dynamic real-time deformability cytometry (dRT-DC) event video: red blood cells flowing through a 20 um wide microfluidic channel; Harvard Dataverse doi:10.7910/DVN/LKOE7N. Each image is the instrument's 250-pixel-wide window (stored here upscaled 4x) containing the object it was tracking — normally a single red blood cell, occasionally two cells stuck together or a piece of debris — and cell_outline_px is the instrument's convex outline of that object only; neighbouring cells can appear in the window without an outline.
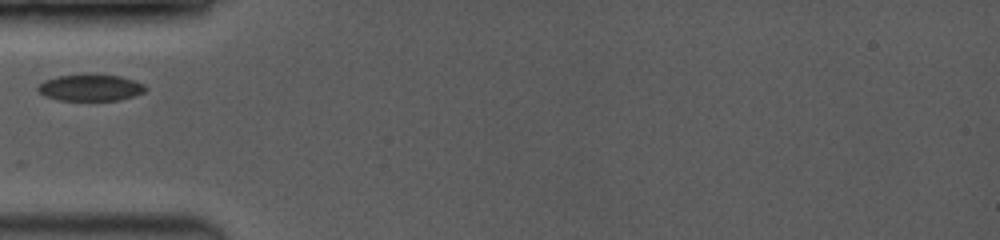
{"species": "common noctule bat (a hibernating species)", "species_latin": "Nyctalus noctula", "temperature_condition": "room temperature", "stored_images_in_passage": 21, "camera_frame_rate_fps": 3500, "um_per_image_px": 0.085, "animal": {"sex": "female", "body_mass_g": 19.0, "forearm_length_mm": 53.3}, "frame": {"image": 1, "passage_image": 1, "time_ms": 0.0, "image_size_px": [1000, 240], "cell_outline_px": [[148, 88], [144, 92], [120, 100], [56, 100], [44, 96], [36, 88], [44, 80], [56, 76], [84, 72], [96, 72], [120, 76], [144, 84]], "centroid_in_image_um": [7.66, 7.41], "position_along_channel_um": 77.3, "area_um2": 17.28}}
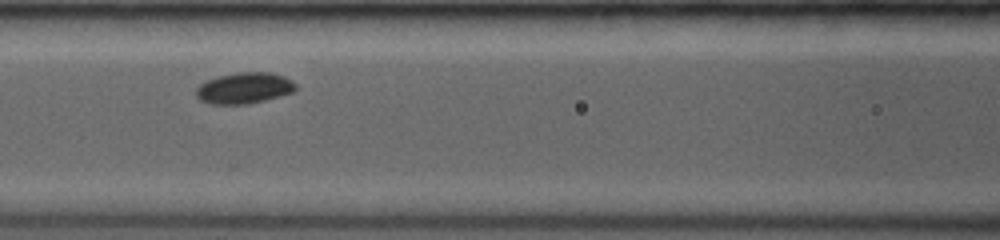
{"frame": {"image": 2, "passage_image": 13, "time_ms": 1.714, "image_size_px": [1000, 240], "cell_outline_px": [[296, 88], [292, 92], [280, 96], [248, 104], [208, 104], [200, 100], [196, 96], [196, 88], [204, 80], [216, 76], [240, 72], [268, 72], [284, 76], [292, 80], [296, 84]], "centroid_in_image_um": [20.72, 7.48], "position_along_channel_um": 145.9, "area_um2": 18.21}}
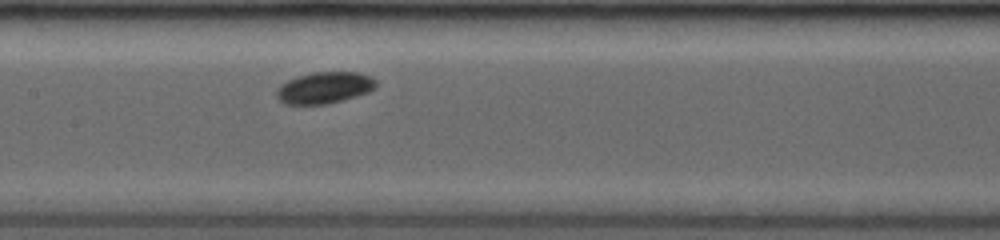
{"frame": {"image": 3, "passage_image": 20, "time_ms": 2.571, "image_size_px": [1000, 240], "cell_outline_px": [[376, 88], [368, 92], [340, 100], [324, 104], [284, 104], [276, 96], [276, 88], [280, 84], [296, 76], [312, 72], [360, 72], [372, 76], [376, 80]], "centroid_in_image_um": [27.56, 7.43], "position_along_channel_um": 179.8, "area_um2": 18.32}}